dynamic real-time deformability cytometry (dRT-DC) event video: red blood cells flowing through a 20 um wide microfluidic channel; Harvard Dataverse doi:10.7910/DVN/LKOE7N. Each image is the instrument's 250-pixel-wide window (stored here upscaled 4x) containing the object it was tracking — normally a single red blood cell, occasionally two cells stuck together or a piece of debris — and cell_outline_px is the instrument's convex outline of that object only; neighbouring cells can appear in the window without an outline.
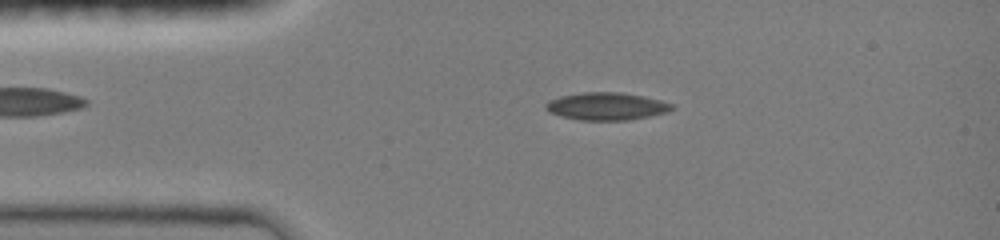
{"species": "common noctule bat (a hibernating species)", "species_latin": "Nyctalus noctula", "temperature_condition": "room temperature", "stored_images_in_passage": 5, "camera_frame_rate_fps": 3000, "um_per_image_px": 0.085, "animal": {"sex": "female", "body_mass_g": 19.0, "forearm_length_mm": 51.5}, "frame": {"image": 1, "passage_image": 3, "time_ms": 1.0, "image_size_px": [1000, 240], "cell_outline_px": [[676, 108], [668, 112], [628, 120], [580, 120], [560, 116], [548, 112], [544, 108], [544, 104], [548, 100], [560, 96], [580, 92], [620, 92], [644, 96], [660, 100], [672, 104]], "centroid_in_image_um": [51.52, 9.03], "position_along_channel_um": 33.5, "area_um2": 20.46}}